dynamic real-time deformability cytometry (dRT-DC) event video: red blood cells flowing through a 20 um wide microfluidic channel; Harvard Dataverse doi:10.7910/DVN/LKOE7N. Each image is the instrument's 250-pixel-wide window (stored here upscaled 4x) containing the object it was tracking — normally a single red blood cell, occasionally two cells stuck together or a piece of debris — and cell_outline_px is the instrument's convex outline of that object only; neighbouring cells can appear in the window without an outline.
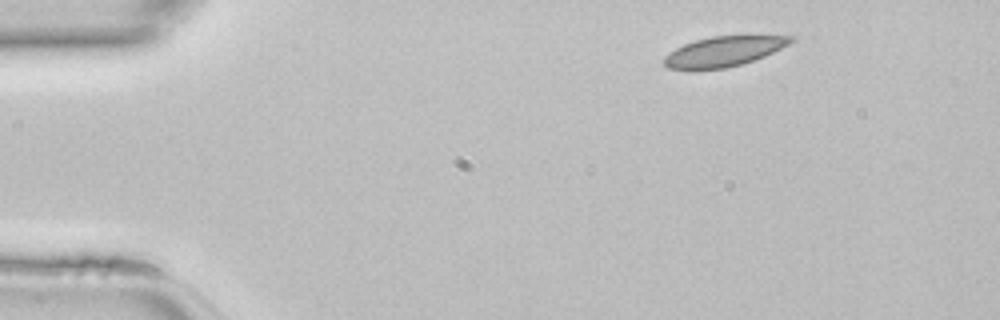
{"species": "common noctule bat (a hibernating species)", "species_latin": "Nyctalus noctula", "temperature_condition": "room temperature", "stored_images_in_passage": 41, "camera_frame_rate_fps": 3000, "um_per_image_px": 0.085, "animal": {"sex": "female", "body_mass_g": 22.7, "forearm_length_mm": 54.2}, "frame": {"image": 1, "passage_image": 1, "time_ms": 0.0, "image_size_px": [1000, 320], "cell_outline_px": [[796, 40], [764, 56], [740, 64], [724, 68], [692, 72], [668, 68], [664, 64], [664, 56], [668, 52], [684, 44], [696, 40], [712, 36], [748, 32], [796, 36]], "centroid_in_image_um": [61.56, 4.33], "position_along_channel_um": 23.4, "area_um2": 23.58}}
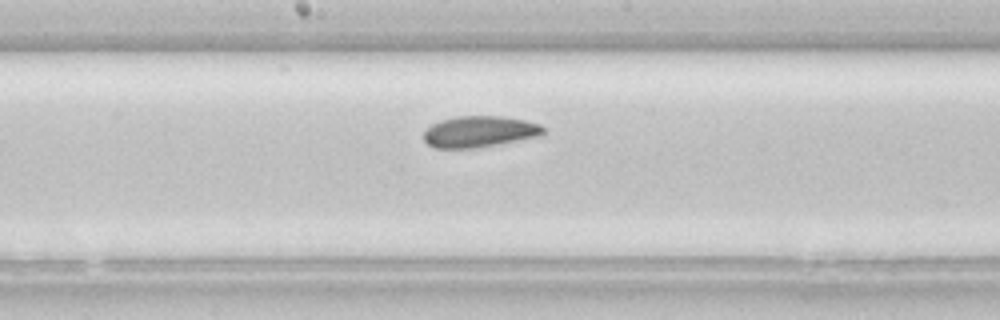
{"frame": {"image": 2, "passage_image": 19, "time_ms": 6.0, "image_size_px": [1000, 320], "cell_outline_px": [[544, 132], [540, 136], [476, 148], [436, 148], [428, 144], [424, 140], [424, 132], [432, 124], [440, 120], [456, 116], [500, 116], [524, 120], [540, 124], [544, 128]], "centroid_in_image_um": [40.75, 11.18], "position_along_channel_um": 207.5, "area_um2": 21.68}}
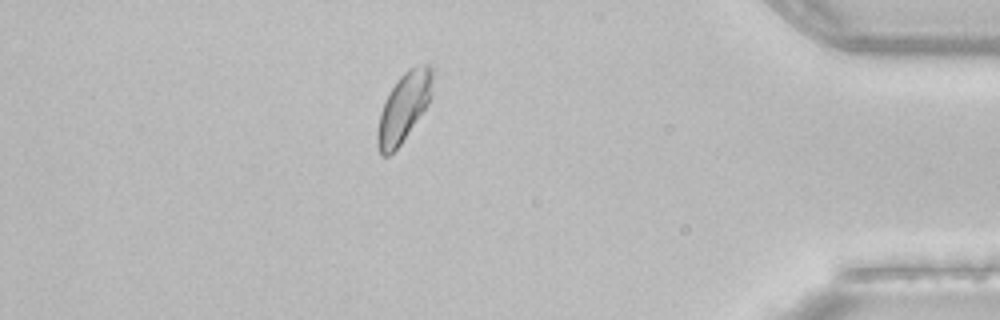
{"frame": {"image": 3, "passage_image": 35, "time_ms": 11.333, "image_size_px": [1000, 320], "cell_outline_px": [[432, 96], [428, 104], [400, 144], [388, 156], [380, 156], [376, 144], [376, 132], [380, 112], [384, 100], [388, 92], [400, 76], [408, 68], [416, 64], [428, 64], [432, 68]], "centroid_in_image_um": [34.29, 9.1], "position_along_channel_um": 400.9, "area_um2": 22.25}}